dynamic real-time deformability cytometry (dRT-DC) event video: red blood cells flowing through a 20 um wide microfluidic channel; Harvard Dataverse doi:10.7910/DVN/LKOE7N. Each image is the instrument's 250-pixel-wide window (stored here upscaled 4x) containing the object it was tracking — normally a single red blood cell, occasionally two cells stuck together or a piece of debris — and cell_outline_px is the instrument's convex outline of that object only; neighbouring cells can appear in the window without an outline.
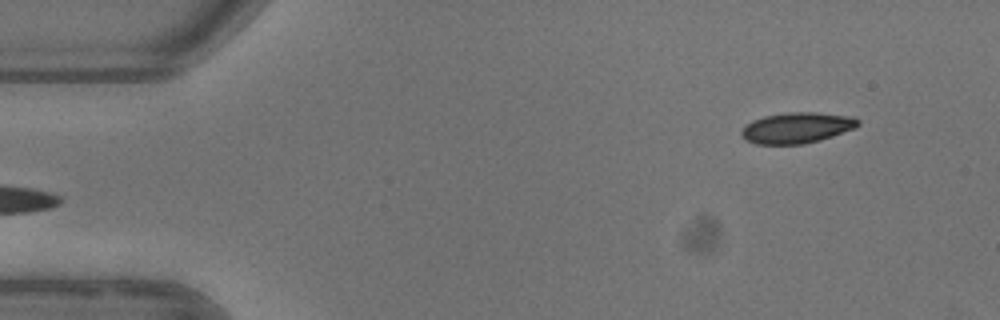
{"species": "common noctule bat (a hibernating species)", "species_latin": "Nyctalus noctula", "temperature_condition": "warm", "stored_images_in_passage": 2, "segment_of_instrument_passage": [2, 2], "camera_frame_rate_fps": 3000, "um_per_image_px": 0.085, "animal": {"sex": "female"}, "frame": {"image": 1, "passage_image": 2, "time_ms": 3.667, "image_size_px": [1000, 320], "cell_outline_px": [[860, 124], [856, 128], [820, 140], [804, 144], [756, 144], [744, 140], [740, 136], [740, 132], [752, 120], [764, 116], [788, 112], [816, 112], [852, 116], [860, 120]], "centroid_in_image_um": [67.74, 10.86], "position_along_channel_um": 17.3, "area_um2": 21.1}}